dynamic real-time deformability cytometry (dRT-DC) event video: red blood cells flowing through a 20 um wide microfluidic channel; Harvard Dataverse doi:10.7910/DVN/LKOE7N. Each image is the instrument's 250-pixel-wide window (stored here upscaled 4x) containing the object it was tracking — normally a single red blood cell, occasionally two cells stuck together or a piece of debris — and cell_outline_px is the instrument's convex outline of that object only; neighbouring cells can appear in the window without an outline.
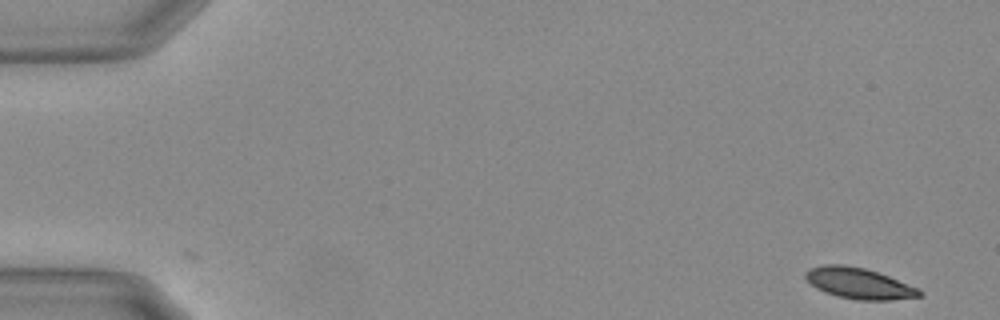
{"species": "Egyptian fruit bat (a non-hibernating species)", "species_latin": "Rousettus aegyptiacus", "temperature_condition": "warm", "stored_images_in_passage": 54, "camera_frame_rate_fps": 3000, "um_per_image_px": 0.085, "animal": {"sex": "female"}, "frame": {"image": 1, "passage_image": 1, "time_ms": 0.0, "image_size_px": [1000, 320], "cell_outline_px": [[924, 296], [892, 300], [856, 300], [836, 296], [824, 292], [816, 288], [804, 276], [804, 272], [812, 268], [824, 264], [844, 264], [864, 268], [888, 276], [920, 288], [924, 292]], "centroid_in_image_um": [73.05, 24.09], "position_along_channel_um": 11.9, "area_um2": 20.69}}
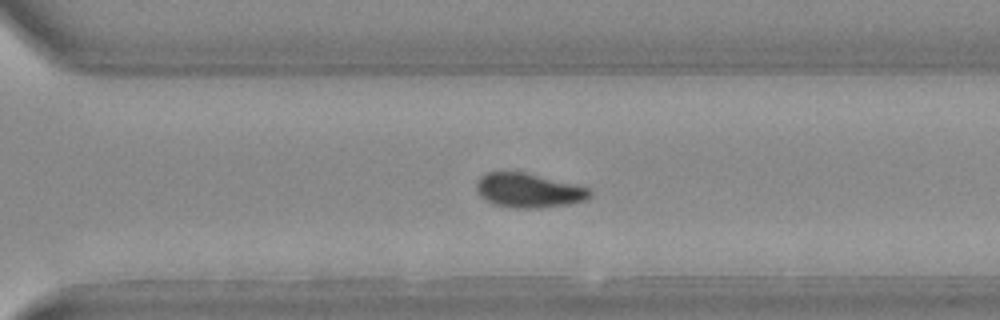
{"frame": {"image": 2, "passage_image": 38, "time_ms": 12.333, "image_size_px": [1000, 320], "cell_outline_px": [[592, 196], [588, 200], [572, 204], [540, 208], [512, 208], [492, 204], [484, 200], [480, 196], [476, 188], [476, 180], [480, 176], [488, 172], [524, 172], [592, 188]], "centroid_in_image_um": [44.96, 16.2], "position_along_channel_um": 325.6, "area_um2": 23.12}}
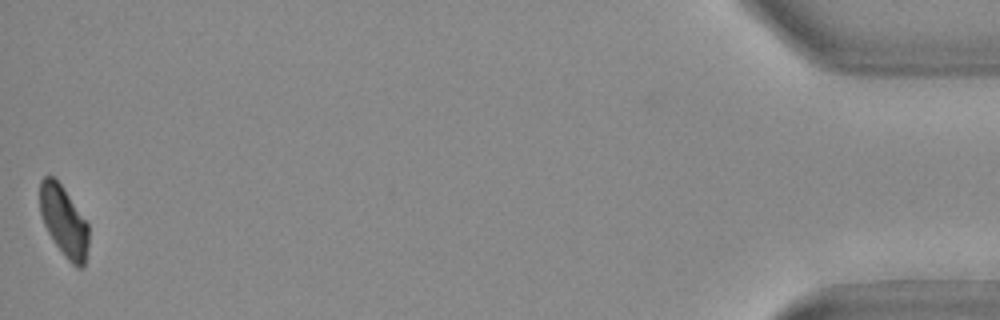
{"frame": {"image": 3, "passage_image": 54, "time_ms": 17.667, "image_size_px": [1000, 320], "cell_outline_px": [[88, 244], [84, 268], [76, 268], [68, 260], [56, 244], [48, 232], [44, 224], [40, 212], [40, 180], [44, 176], [52, 176], [60, 184], [88, 224]], "centroid_in_image_um": [5.42, 18.83], "position_along_channel_um": 429.8, "area_um2": 19.65}, "authors_computed_cell_mechanics": {"area_um2": 21.9062, "velocity_mm_per_s": 3.6892, "shape_relaxation_time_tau1_ms": 6.0611, "shape_relaxation_time_tau2_ms": 1.9423, "deformation_change_tau1": 0.1639, "deformation_change_tau2": 0.0534}}